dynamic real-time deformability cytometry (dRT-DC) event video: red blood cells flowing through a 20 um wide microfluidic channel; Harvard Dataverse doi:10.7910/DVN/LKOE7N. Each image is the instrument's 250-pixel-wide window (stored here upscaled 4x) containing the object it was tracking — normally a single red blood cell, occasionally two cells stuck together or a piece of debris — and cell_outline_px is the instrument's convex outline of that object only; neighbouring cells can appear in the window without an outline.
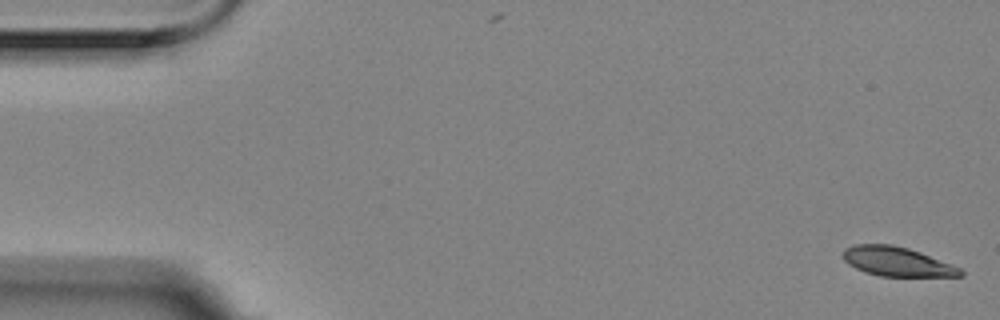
{"species": "Egyptian fruit bat (a non-hibernating species)", "species_latin": "Rousettus aegyptiacus", "temperature_condition": "room temperature", "stored_images_in_passage": 8, "camera_frame_rate_fps": 3000, "um_per_image_px": 0.085, "animal": {"sex": "female"}, "frame": {"image": 1, "passage_image": 1, "time_ms": 0.0, "image_size_px": [1000, 320], "cell_outline_px": [[964, 276], [880, 276], [856, 268], [848, 264], [844, 260], [844, 248], [856, 244], [892, 244], [908, 248], [920, 252], [952, 264], [960, 268], [964, 272]], "centroid_in_image_um": [76.26, 22.23], "position_along_channel_um": 8.7, "area_um2": 19.88}}